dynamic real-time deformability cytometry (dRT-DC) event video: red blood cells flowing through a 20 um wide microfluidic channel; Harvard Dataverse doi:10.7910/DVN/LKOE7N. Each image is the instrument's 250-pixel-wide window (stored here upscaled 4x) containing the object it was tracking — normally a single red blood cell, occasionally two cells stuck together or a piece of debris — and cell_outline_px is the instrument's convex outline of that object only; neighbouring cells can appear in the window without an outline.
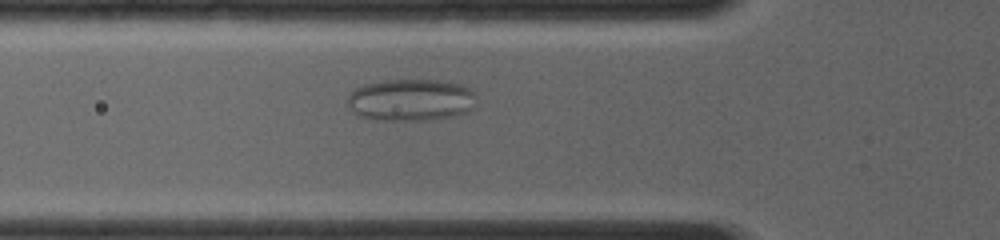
{"species": "common noctule bat (a hibernating species)", "species_latin": "Nyctalus noctula", "temperature_condition": "room temperature", "stored_images_in_passage": 6, "camera_frame_rate_fps": 4000, "um_per_image_px": 0.085, "animal": {"sex": "female", "body_mass_g": 19.0, "forearm_length_mm": 56.7}, "frame": {"image": 1, "passage_image": 6, "time_ms": 2.5, "image_size_px": [1000, 240], "cell_outline_px": [[476, 96], [468, 112], [456, 116], [424, 120], [380, 120], [360, 116], [348, 104], [348, 96], [356, 88], [364, 84], [384, 80], [440, 80], [464, 84], [472, 88], [476, 92]], "centroid_in_image_um": [34.98, 8.48], "position_along_channel_um": 90.8, "area_um2": 31.62}}